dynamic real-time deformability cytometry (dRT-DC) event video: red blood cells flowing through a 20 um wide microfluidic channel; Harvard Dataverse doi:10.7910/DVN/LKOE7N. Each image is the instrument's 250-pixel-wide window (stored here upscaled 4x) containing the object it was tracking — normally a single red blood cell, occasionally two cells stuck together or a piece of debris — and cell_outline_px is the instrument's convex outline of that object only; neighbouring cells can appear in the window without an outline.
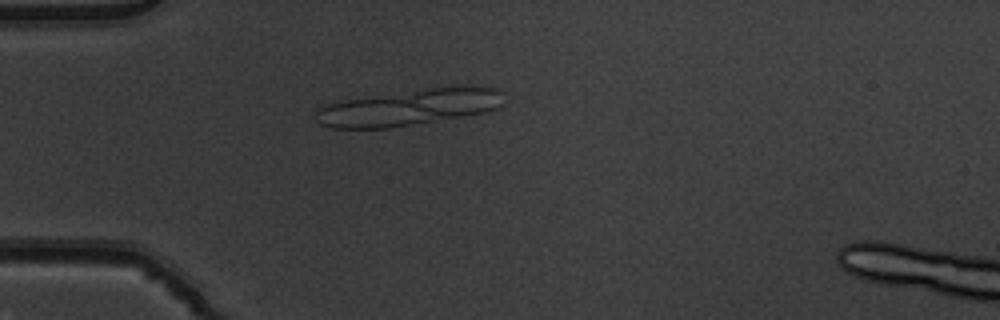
{"species": "common noctule bat (a hibernating species)", "species_latin": "Nyctalus noctula", "temperature_condition": "warm", "stored_images_in_passage": 11, "segment_of_instrument_passage": [1, 2], "camera_frame_rate_fps": 3000, "um_per_image_px": 0.085, "animal": {"sex": "male", "body_mass_g": 19.5, "forearm_length_mm": 54.6}, "frame": {"image": 1, "passage_image": 6, "time_ms": 1.667, "image_size_px": [1000, 320], "cell_outline_px": [[500, 104], [496, 108], [488, 112], [388, 128], [332, 128], [320, 124], [316, 120], [316, 108], [328, 104], [344, 100], [448, 84], [480, 84], [500, 88]], "centroid_in_image_um": [34.85, 9.07], "position_along_channel_um": 50.1, "area_um2": 40.4}}